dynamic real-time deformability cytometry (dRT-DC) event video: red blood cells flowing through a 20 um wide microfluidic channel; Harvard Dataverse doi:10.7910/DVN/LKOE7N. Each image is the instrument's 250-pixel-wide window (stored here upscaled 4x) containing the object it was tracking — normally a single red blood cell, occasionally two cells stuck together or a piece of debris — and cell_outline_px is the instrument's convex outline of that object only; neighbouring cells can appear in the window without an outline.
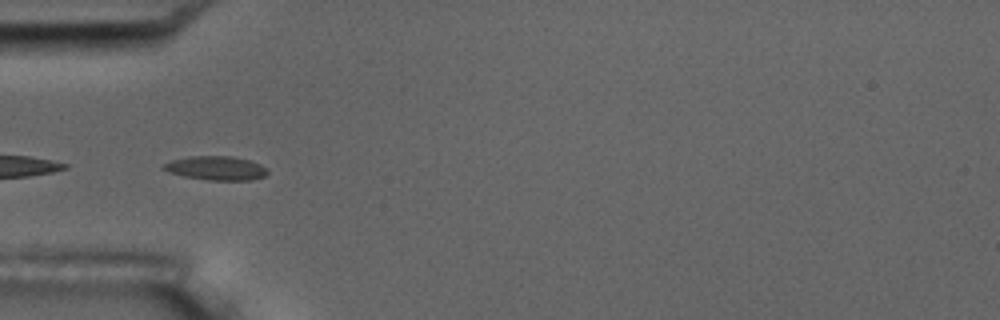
{"species": "common noctule bat (a hibernating species)", "species_latin": "Nyctalus noctula", "temperature_condition": "room temperature", "stored_images_in_passage": 5, "camera_frame_rate_fps": 3000, "um_per_image_px": 0.085, "animal": {"sex": "male", "body_mass_g": 17.5, "forearm_length_mm": 52.3}, "frame": {"image": 1, "passage_image": 5, "time_ms": 4.667, "image_size_px": [1000, 320], "cell_outline_px": [[268, 172], [264, 176], [252, 180], [208, 180], [184, 176], [168, 172], [160, 168], [164, 164], [172, 160], [188, 156], [232, 156], [252, 160], [268, 168]], "centroid_in_image_um": [18.38, 14.28], "position_along_channel_um": 66.6, "area_um2": 14.68}}